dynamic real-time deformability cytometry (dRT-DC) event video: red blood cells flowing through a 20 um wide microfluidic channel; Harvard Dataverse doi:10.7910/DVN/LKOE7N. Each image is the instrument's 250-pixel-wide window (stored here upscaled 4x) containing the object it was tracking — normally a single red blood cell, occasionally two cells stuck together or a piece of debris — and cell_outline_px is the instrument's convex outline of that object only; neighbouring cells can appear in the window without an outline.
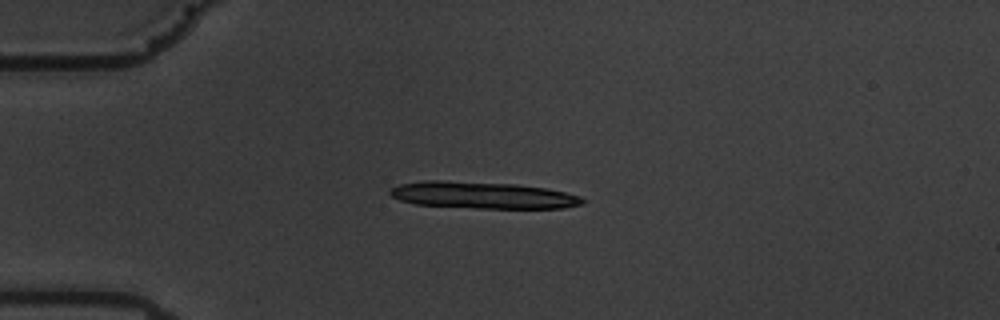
{"species": "common noctule bat (a hibernating species)", "species_latin": "Nyctalus noctula", "temperature_condition": "warm", "stored_images_in_passage": 58, "camera_frame_rate_fps": 3000, "um_per_image_px": 0.085, "animal": {"sex": "male", "body_mass_g": 19.5, "forearm_length_mm": 54.6}, "frame": {"image": 1, "passage_image": 14, "time_ms": 4.333, "image_size_px": [1000, 320], "cell_outline_px": [[584, 204], [564, 208], [476, 208], [416, 204], [400, 200], [392, 196], [388, 192], [388, 188], [400, 184], [424, 180], [440, 180], [516, 184], [544, 188], [564, 192], [580, 196], [584, 200]], "centroid_in_image_um": [40.99, 16.59], "position_along_channel_um": 44.0, "area_um2": 30.06}}
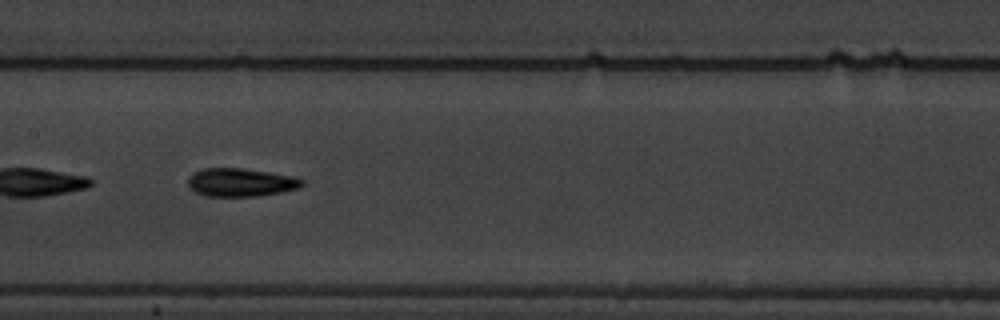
{"frame": {"image": 2, "passage_image": 29, "time_ms": 9.333, "image_size_px": [1000, 320], "cell_outline_px": [[304, 184], [300, 188], [280, 192], [256, 196], [204, 196], [188, 188], [188, 176], [204, 168], [244, 168], [292, 176], [304, 180]], "centroid_in_image_um": [20.45, 15.5], "position_along_channel_um": 187.0, "area_um2": 18.79}}
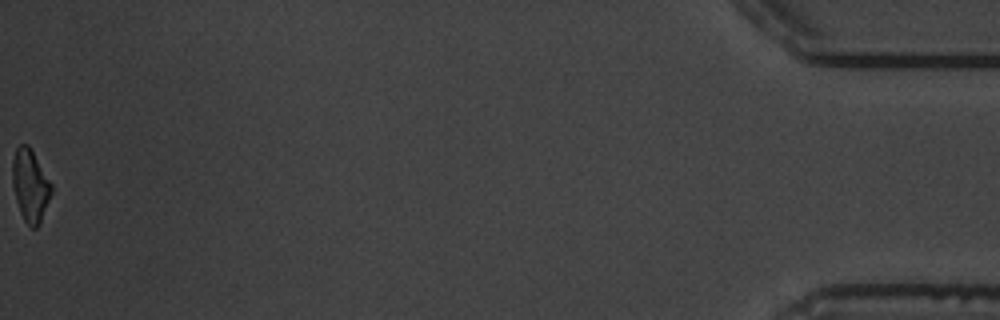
{"frame": {"image": 3, "passage_image": 58, "time_ms": 19.0, "image_size_px": [1000, 320], "cell_outline_px": [[52, 192], [40, 224], [36, 228], [32, 228], [24, 220], [20, 212], [16, 200], [12, 184], [12, 160], [16, 148], [20, 144], [28, 144], [52, 184]], "centroid_in_image_um": [2.56, 15.77], "position_along_channel_um": 432.6, "area_um2": 16.42}, "authors_computed_cell_mechanics": {"area_um2": 18.5827, "velocity_mm_per_s": 3.5266, "shape_relaxation_time_tau1_ms": 3.9039, "shape_relaxation_time_tau2_ms": 4.1662, "deformation_change_tau1": 0.1508, "deformation_change_tau2": 0.1176}}